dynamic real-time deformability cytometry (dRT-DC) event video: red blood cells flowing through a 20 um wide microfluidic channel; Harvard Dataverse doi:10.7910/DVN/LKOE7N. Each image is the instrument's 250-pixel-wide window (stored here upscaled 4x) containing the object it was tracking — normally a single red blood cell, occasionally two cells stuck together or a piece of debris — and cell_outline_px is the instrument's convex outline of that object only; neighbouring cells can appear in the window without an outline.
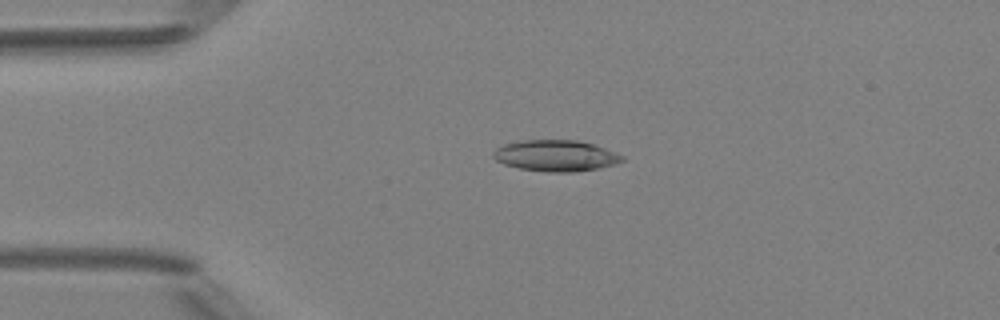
{"species": "Egyptian fruit bat (a non-hibernating species)", "species_latin": "Rousettus aegyptiacus", "temperature_condition": "room temperature", "stored_images_in_passage": 4, "camera_frame_rate_fps": 3000, "um_per_image_px": 0.085, "animal": {"sex": "female"}, "frame": {"image": 1, "passage_image": 3, "time_ms": 2.333, "image_size_px": [1000, 320], "cell_outline_px": [[624, 160], [616, 164], [600, 168], [572, 172], [548, 172], [520, 168], [504, 164], [496, 160], [492, 156], [492, 152], [496, 148], [504, 144], [520, 140], [576, 140], [596, 144], [616, 152], [624, 156]], "centroid_in_image_um": [47.26, 13.22], "position_along_channel_um": 37.7, "area_um2": 23.64}}